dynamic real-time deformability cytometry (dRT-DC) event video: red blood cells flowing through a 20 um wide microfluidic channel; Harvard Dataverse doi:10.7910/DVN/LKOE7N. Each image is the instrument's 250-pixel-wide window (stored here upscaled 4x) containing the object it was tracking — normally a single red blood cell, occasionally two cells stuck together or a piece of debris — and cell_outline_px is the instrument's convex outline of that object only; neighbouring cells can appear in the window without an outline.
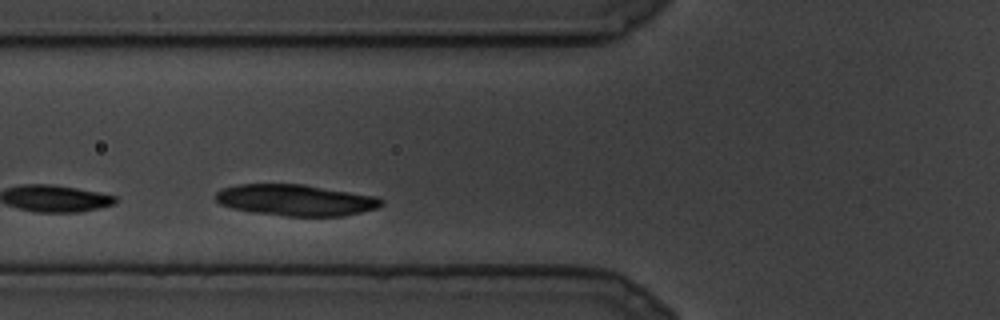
{"species": "common noctule bat (a hibernating species)", "species_latin": "Nyctalus noctula", "temperature_condition": "cold", "stored_images_in_passage": 22, "camera_frame_rate_fps": 3000, "um_per_image_px": 0.085, "animal": {"sex": "male", "body_mass_g": 19.5, "forearm_length_mm": 54.6}, "frame": {"image": 1, "passage_image": 4, "time_ms": 1.0, "image_size_px": [1000, 320], "cell_outline_px": [[384, 204], [376, 208], [344, 216], [284, 216], [252, 212], [232, 208], [220, 204], [216, 200], [216, 192], [220, 188], [236, 184], [304, 184], [376, 196], [384, 200]], "centroid_in_image_um": [25.12, 17.0], "position_along_channel_um": 100.7, "area_um2": 30.4}}